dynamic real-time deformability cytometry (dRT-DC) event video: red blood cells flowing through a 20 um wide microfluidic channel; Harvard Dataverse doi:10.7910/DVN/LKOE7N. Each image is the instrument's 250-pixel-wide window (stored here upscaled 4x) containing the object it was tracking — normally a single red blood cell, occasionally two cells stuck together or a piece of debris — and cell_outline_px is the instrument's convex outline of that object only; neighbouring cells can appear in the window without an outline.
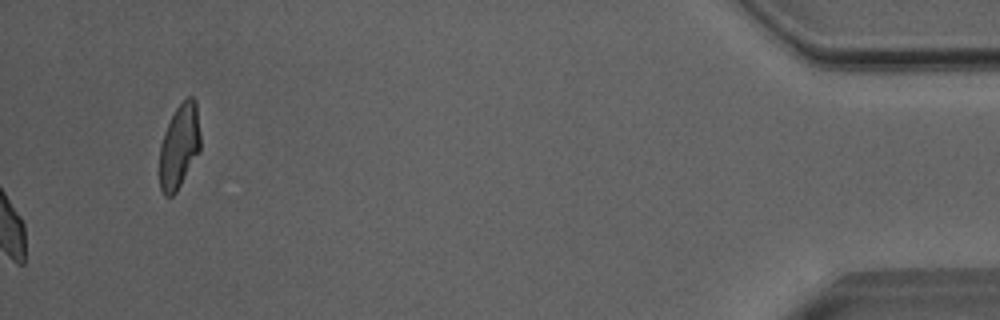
{"species": "Egyptian fruit bat (a non-hibernating species)", "species_latin": "Rousettus aegyptiacus", "temperature_condition": "room temperature", "stored_images_in_passage": 52, "camera_frame_rate_fps": 3000, "um_per_image_px": 0.085, "animal": {"sex": "male"}, "frame": {"image": 1, "passage_image": 52, "time_ms": 17.0, "image_size_px": [1000, 320], "cell_outline_px": [[200, 152], [176, 192], [172, 196], [164, 196], [160, 188], [160, 144], [164, 132], [176, 108], [188, 96], [192, 96], [196, 100], [200, 132]], "centroid_in_image_um": [15.25, 12.43], "position_along_channel_um": 419.9, "area_um2": 20.11}, "authors_computed_cell_mechanics": {"area_um2": 18.8139, "velocity_mm_per_s": 4.0198, "shape_relaxation_time_tau1_ms": 3.4031, "shape_relaxation_time_tau2_ms": 1.7883, "deformation_change_tau1": 0.0914, "deformation_change_tau2": 0.0516}}